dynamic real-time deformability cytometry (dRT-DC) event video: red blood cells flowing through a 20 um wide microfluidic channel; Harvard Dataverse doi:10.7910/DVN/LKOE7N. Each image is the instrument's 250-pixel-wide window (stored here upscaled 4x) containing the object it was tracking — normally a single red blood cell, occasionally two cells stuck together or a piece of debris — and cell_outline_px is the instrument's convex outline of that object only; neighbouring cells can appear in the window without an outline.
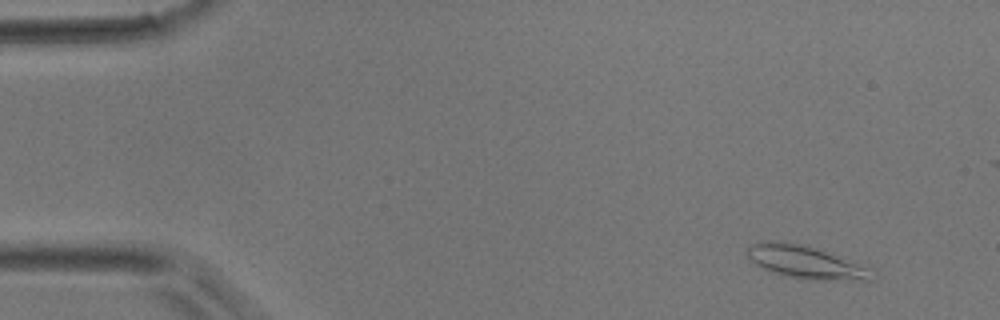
{"species": "common noctule bat (a hibernating species)", "species_latin": "Nyctalus noctula", "temperature_condition": "room temperature", "stored_images_in_passage": 48, "camera_frame_rate_fps": 3000, "um_per_image_px": 0.085, "animal": {"sex": "male", "body_mass_g": 17.9}, "frame": {"image": 1, "passage_image": 4, "time_ms": 1.0, "image_size_px": [1000, 320], "cell_outline_px": [[872, 280], [812, 280], [788, 276], [764, 268], [756, 264], [748, 256], [748, 248], [752, 244], [764, 240], [780, 240], [800, 244], [872, 268]], "centroid_in_image_um": [68.47, 22.28], "position_along_channel_um": 16.5, "area_um2": 23.18}}
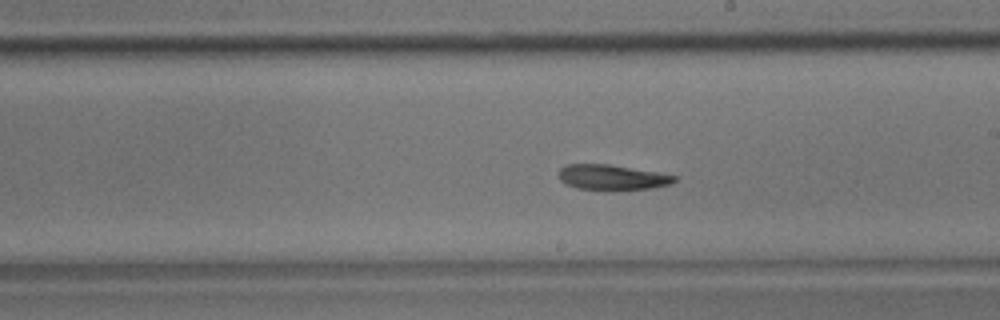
{"frame": {"image": 2, "passage_image": 27, "time_ms": 8.667, "image_size_px": [1000, 320], "cell_outline_px": [[676, 180], [672, 184], [652, 188], [608, 192], [576, 188], [564, 184], [560, 180], [560, 168], [564, 164], [608, 164], [656, 172], [676, 176]], "centroid_in_image_um": [52.0, 15.11], "position_along_channel_um": 237.0, "area_um2": 17.51}}
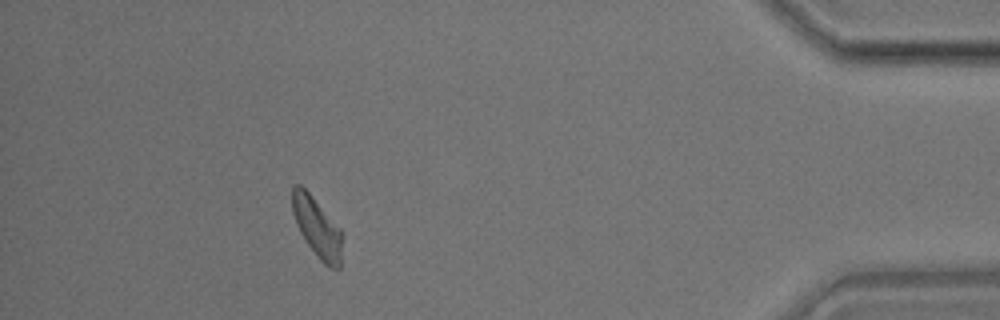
{"frame": {"image": 3, "passage_image": 43, "time_ms": 14.0, "image_size_px": [1000, 320], "cell_outline_px": [[344, 232], [340, 268], [328, 268], [320, 260], [304, 240], [296, 224], [292, 212], [292, 184], [300, 184], [312, 196]], "centroid_in_image_um": [26.97, 19.35], "position_along_channel_um": 408.2, "area_um2": 17.74}}